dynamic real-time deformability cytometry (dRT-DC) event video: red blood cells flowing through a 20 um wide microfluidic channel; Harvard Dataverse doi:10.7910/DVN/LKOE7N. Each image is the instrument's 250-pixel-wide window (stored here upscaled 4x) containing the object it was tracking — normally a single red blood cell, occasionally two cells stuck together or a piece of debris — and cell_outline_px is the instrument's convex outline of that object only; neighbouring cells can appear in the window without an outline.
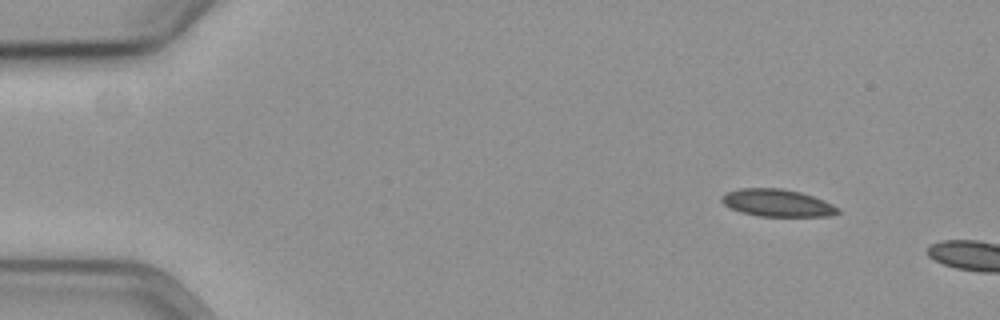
{"species": "common noctule bat (a hibernating species)", "species_latin": "Nyctalus noctula", "temperature_condition": "cold", "stored_images_in_passage": 9, "camera_frame_rate_fps": 3000, "um_per_image_px": 0.085, "animal": {"sex": "female", "body_mass_g": 19.3, "forearm_length_mm": 54.1}, "frame": {"image": 1, "passage_image": 6, "time_ms": 1.667, "image_size_px": [1000, 320], "cell_outline_px": [[840, 212], [828, 216], [760, 216], [740, 212], [724, 204], [720, 200], [720, 196], [724, 192], [740, 188], [784, 188], [800, 192], [824, 200], [840, 208]], "centroid_in_image_um": [66.04, 17.24], "position_along_channel_um": 19.0, "area_um2": 18.61}}